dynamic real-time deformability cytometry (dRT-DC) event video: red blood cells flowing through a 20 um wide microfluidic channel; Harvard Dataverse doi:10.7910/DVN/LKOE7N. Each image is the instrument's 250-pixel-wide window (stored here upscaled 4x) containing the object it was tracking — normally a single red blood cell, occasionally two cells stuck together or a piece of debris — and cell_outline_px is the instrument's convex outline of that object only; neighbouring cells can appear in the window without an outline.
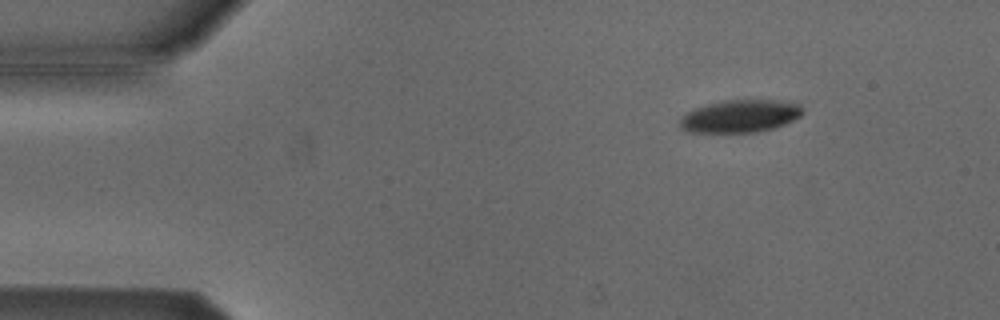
{"species": "Egyptian fruit bat (a non-hibernating species)", "species_latin": "Rousettus aegyptiacus", "temperature_condition": "cold", "stored_images_in_passage": 4, "camera_frame_rate_fps": 3000, "um_per_image_px": 0.085, "animal": {"sex": "male"}, "frame": {"image": 1, "passage_image": 2, "time_ms": 0.333, "image_size_px": [1000, 320], "cell_outline_px": [[804, 112], [800, 116], [784, 124], [772, 128], [756, 132], [688, 132], [680, 128], [680, 116], [696, 108], [708, 104], [724, 100], [788, 100], [800, 104], [804, 108]], "centroid_in_image_um": [62.94, 9.86], "position_along_channel_um": 22.1, "area_um2": 23.41}}